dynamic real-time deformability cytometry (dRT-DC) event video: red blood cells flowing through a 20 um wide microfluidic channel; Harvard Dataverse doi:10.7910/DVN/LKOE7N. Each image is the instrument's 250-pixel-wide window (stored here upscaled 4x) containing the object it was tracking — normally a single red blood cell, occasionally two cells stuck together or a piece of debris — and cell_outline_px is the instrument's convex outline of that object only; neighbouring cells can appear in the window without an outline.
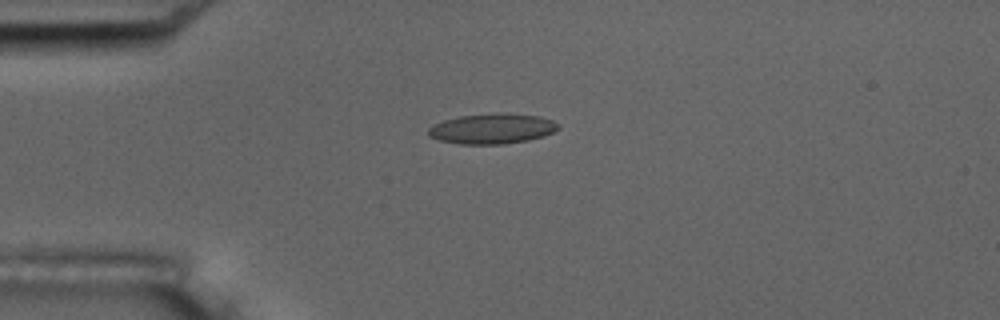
{"species": "common noctule bat (a hibernating species)", "species_latin": "Nyctalus noctula", "temperature_condition": "room temperature", "stored_images_in_passage": 2, "camera_frame_rate_fps": 3000, "um_per_image_px": 0.085, "animal": {"sex": "male", "body_mass_g": 17.5, "forearm_length_mm": 52.3}, "frame": {"image": 1, "passage_image": 1, "time_ms": 0.0, "image_size_px": [1000, 320], "cell_outline_px": [[560, 128], [544, 136], [528, 140], [504, 144], [460, 144], [440, 140], [428, 136], [428, 128], [432, 124], [444, 120], [460, 116], [496, 112], [540, 116], [552, 120], [560, 124]], "centroid_in_image_um": [41.83, 10.93], "position_along_channel_um": 43.2, "area_um2": 23.06}}